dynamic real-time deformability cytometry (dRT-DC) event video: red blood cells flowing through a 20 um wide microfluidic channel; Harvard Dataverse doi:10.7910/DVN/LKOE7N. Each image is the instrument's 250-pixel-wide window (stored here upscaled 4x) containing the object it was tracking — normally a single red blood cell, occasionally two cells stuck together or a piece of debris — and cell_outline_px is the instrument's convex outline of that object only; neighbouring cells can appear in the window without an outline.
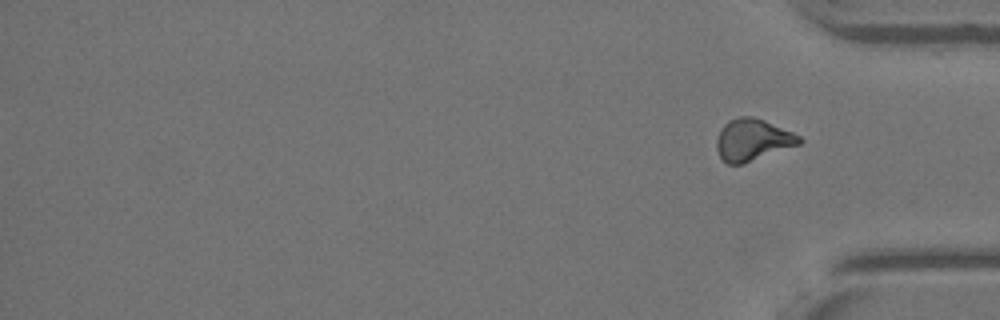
{"species": "Egyptian fruit bat (a non-hibernating species)", "species_latin": "Rousettus aegyptiacus", "temperature_condition": "warm", "stored_images_in_passage": 33, "segment_of_instrument_passage": [2, 2], "camera_frame_rate_fps": 3000, "um_per_image_px": 0.085, "animal": {"sex": "female"}, "frame": {"image": 1, "passage_image": 33, "time_ms": 10.667, "image_size_px": [1000, 320], "cell_outline_px": [[804, 140], [800, 144], [744, 164], [728, 164], [720, 156], [716, 148], [716, 140], [724, 124], [728, 120], [740, 116], [752, 116], [764, 120], [792, 132], [800, 136]], "centroid_in_image_um": [63.98, 11.89], "position_along_channel_um": 371.2, "area_um2": 20.11}}